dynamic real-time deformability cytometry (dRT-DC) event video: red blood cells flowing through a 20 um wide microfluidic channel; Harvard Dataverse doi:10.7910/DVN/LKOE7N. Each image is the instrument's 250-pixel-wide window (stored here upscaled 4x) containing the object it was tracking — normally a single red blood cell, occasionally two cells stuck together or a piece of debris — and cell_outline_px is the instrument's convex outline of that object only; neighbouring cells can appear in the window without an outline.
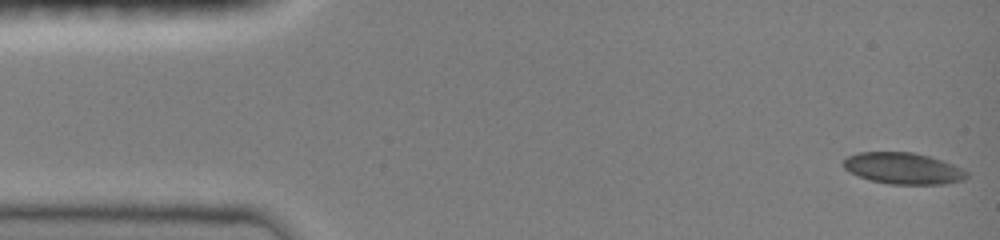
{"species": "common noctule bat (a hibernating species)", "species_latin": "Nyctalus noctula", "temperature_condition": "room temperature", "stored_images_in_passage": 11, "camera_frame_rate_fps": 3000, "um_per_image_px": 0.085, "animal": {"sex": "female", "body_mass_g": 19.0, "forearm_length_mm": 51.5}, "frame": {"image": 1, "passage_image": 1, "time_ms": 0.0, "image_size_px": [1000, 240], "cell_outline_px": [[968, 176], [964, 180], [944, 184], [888, 184], [872, 180], [860, 176], [844, 168], [844, 160], [848, 156], [860, 152], [912, 152], [928, 156], [964, 168], [968, 172]], "centroid_in_image_um": [76.82, 14.31], "position_along_channel_um": 8.2, "area_um2": 22.37}}
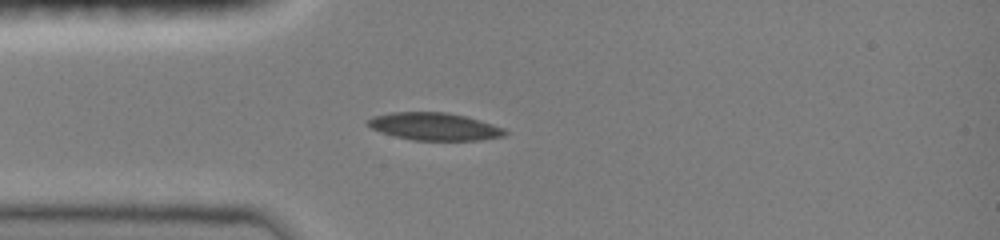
{"frame": {"image": 2, "passage_image": 10, "time_ms": 3.667, "image_size_px": [1000, 240], "cell_outline_px": [[508, 132], [504, 136], [480, 140], [412, 140], [396, 136], [372, 128], [368, 124], [368, 120], [372, 116], [392, 112], [448, 112], [480, 120], [504, 128]], "centroid_in_image_um": [36.96, 10.75], "position_along_channel_um": 48.0, "area_um2": 21.79}}